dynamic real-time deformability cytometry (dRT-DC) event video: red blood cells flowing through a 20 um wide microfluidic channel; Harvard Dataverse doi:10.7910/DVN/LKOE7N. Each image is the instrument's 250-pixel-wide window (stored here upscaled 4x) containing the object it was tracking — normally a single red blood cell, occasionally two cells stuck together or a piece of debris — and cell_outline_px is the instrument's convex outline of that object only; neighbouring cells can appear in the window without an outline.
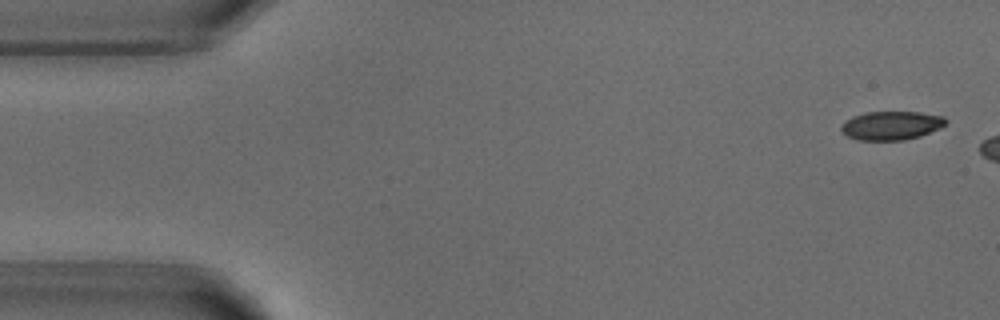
{"species": "common noctule bat (a hibernating species)", "species_latin": "Nyctalus noctula", "temperature_condition": "warm", "stored_images_in_passage": 2, "camera_frame_rate_fps": 3000, "um_per_image_px": 0.085, "animal": {"sex": "male", "body_mass_g": 18.8}, "frame": {"image": 1, "passage_image": 1, "time_ms": 0.0, "image_size_px": [1000, 320], "cell_outline_px": [[948, 120], [940, 128], [920, 136], [904, 140], [860, 140], [848, 136], [840, 128], [840, 124], [852, 116], [864, 112], [920, 112], [944, 116]], "centroid_in_image_um": [75.76, 10.66], "position_along_channel_um": 9.2, "area_um2": 17.51}}